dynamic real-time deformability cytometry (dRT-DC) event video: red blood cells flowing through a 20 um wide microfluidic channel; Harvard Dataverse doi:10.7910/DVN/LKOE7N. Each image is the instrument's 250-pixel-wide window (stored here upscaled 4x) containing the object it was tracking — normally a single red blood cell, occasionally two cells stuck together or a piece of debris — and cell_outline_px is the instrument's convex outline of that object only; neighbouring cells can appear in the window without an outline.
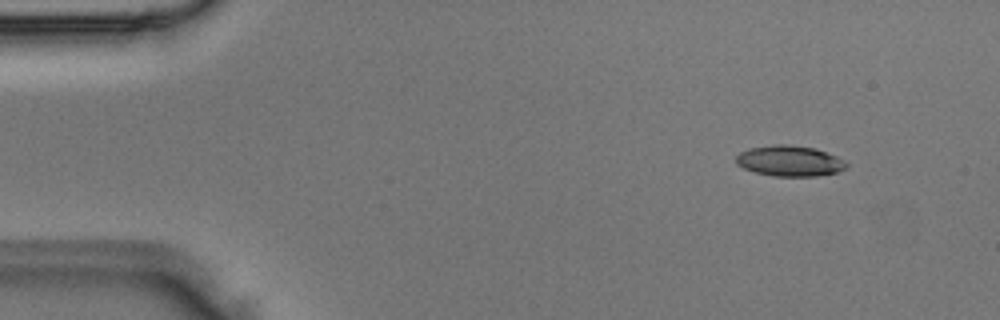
{"species": "Egyptian fruit bat (a non-hibernating species)", "species_latin": "Rousettus aegyptiacus", "temperature_condition": "room temperature", "stored_images_in_passage": 3, "segment_of_instrument_passage": [2, 2], "camera_frame_rate_fps": 3000, "um_per_image_px": 0.085, "animal": {"sex": "male"}, "frame": {"image": 1, "passage_image": 3, "time_ms": 0.667, "image_size_px": [1000, 320], "cell_outline_px": [[848, 164], [840, 172], [816, 176], [772, 176], [756, 172], [744, 168], [736, 164], [736, 156], [740, 152], [748, 148], [772, 144], [784, 144], [816, 148], [836, 156], [844, 160]], "centroid_in_image_um": [67.11, 13.67], "position_along_channel_um": 17.9, "area_um2": 19.83}}